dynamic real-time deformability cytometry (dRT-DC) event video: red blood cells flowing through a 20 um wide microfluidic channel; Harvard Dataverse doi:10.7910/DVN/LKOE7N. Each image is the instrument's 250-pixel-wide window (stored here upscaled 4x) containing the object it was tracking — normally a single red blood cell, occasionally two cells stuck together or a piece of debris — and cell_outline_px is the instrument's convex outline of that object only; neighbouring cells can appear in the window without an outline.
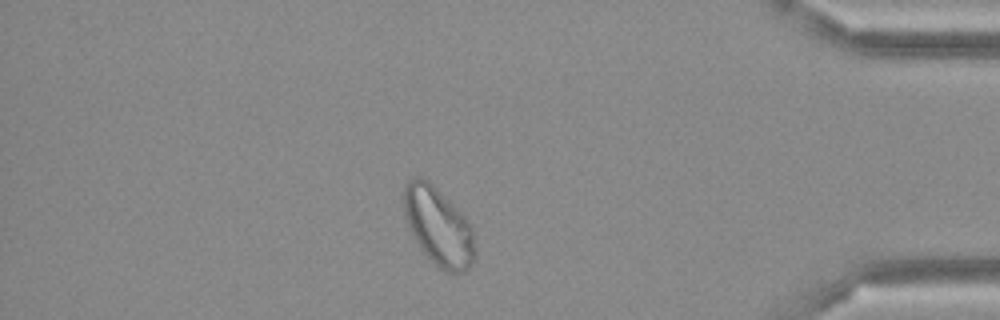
{"species": "Egyptian fruit bat (a non-hibernating species)", "species_latin": "Rousettus aegyptiacus", "temperature_condition": "cold", "stored_images_in_passage": 47, "camera_frame_rate_fps": 3000, "um_per_image_px": 0.085, "frame": {"image": 1, "passage_image": 40, "time_ms": 13.0, "image_size_px": [1000, 320], "cell_outline_px": [[472, 264], [464, 272], [448, 272], [440, 268], [420, 248], [408, 228], [404, 216], [404, 184], [412, 176], [420, 176], [428, 180], [468, 220], [472, 228]], "centroid_in_image_um": [37.2, 19.2], "position_along_channel_um": 398.0, "area_um2": 31.73}}